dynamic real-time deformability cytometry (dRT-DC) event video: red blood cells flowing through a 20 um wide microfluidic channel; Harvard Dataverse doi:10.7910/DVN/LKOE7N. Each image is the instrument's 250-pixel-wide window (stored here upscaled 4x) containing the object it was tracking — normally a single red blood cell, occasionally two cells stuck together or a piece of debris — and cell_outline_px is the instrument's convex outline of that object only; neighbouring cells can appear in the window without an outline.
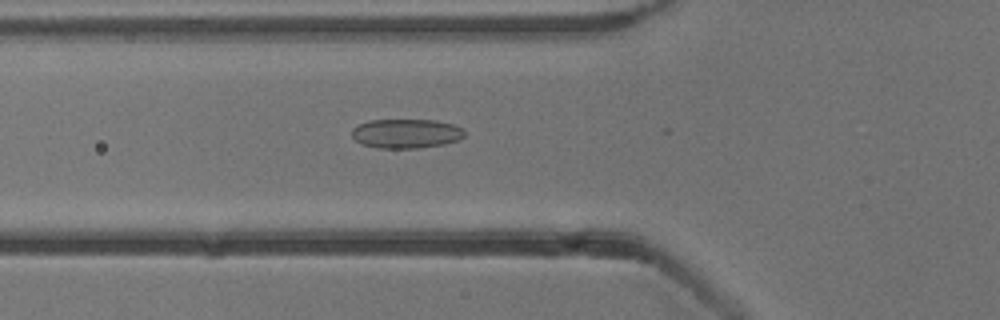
{"species": "common noctule bat (a hibernating species)", "species_latin": "Nyctalus noctula", "temperature_condition": "cold", "stored_images_in_passage": 17, "camera_frame_rate_fps": 3000, "um_per_image_px": 0.085, "animal": {"sex": "male", "body_mass_g": 13.3}, "frame": {"image": 1, "passage_image": 6, "time_ms": 1.667, "image_size_px": [1000, 320], "cell_outline_px": [[464, 136], [456, 140], [444, 144], [420, 148], [376, 148], [360, 144], [352, 136], [352, 128], [368, 120], [436, 120], [452, 124], [464, 128]], "centroid_in_image_um": [34.5, 11.35], "position_along_channel_um": 91.3, "area_um2": 19.31}}
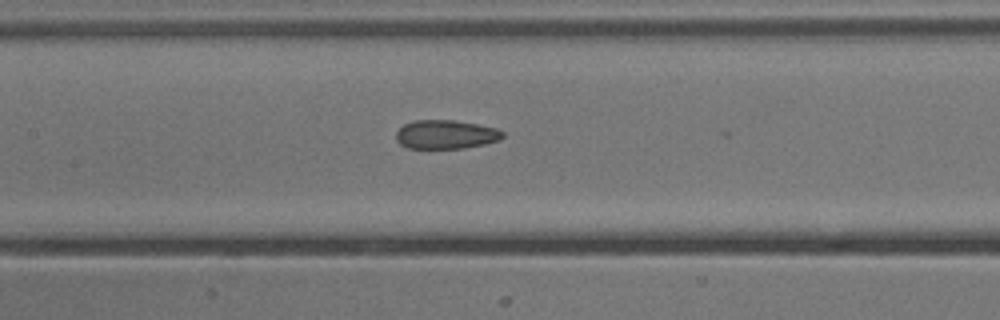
{"frame": {"image": 2, "passage_image": 12, "time_ms": 3.667, "image_size_px": [1000, 320], "cell_outline_px": [[504, 136], [500, 140], [484, 144], [464, 148], [408, 148], [400, 144], [396, 140], [396, 132], [404, 124], [412, 120], [456, 120], [496, 128], [504, 132]], "centroid_in_image_um": [37.89, 11.42], "position_along_channel_um": 169.5, "area_um2": 17.98}}
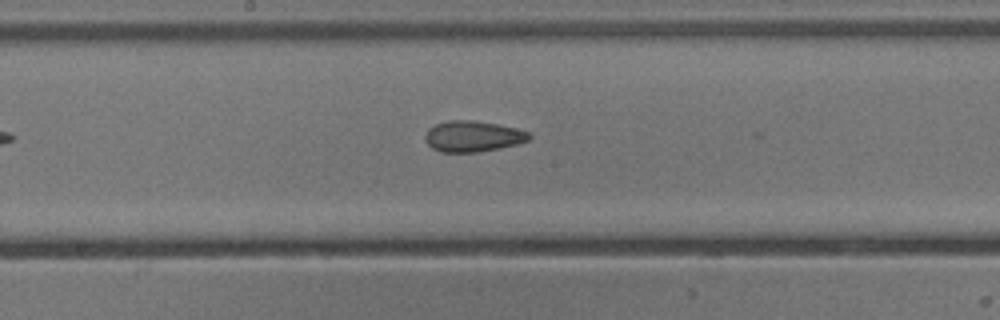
{"frame": {"image": 3, "passage_image": 15, "time_ms": 4.667, "image_size_px": [1000, 320], "cell_outline_px": [[532, 136], [528, 140], [516, 144], [500, 148], [476, 152], [440, 152], [432, 148], [424, 140], [424, 136], [428, 128], [436, 124], [448, 120], [472, 120], [496, 124], [516, 128], [528, 132]], "centroid_in_image_um": [40.15, 11.59], "position_along_channel_um": 208.0, "area_um2": 18.73}}